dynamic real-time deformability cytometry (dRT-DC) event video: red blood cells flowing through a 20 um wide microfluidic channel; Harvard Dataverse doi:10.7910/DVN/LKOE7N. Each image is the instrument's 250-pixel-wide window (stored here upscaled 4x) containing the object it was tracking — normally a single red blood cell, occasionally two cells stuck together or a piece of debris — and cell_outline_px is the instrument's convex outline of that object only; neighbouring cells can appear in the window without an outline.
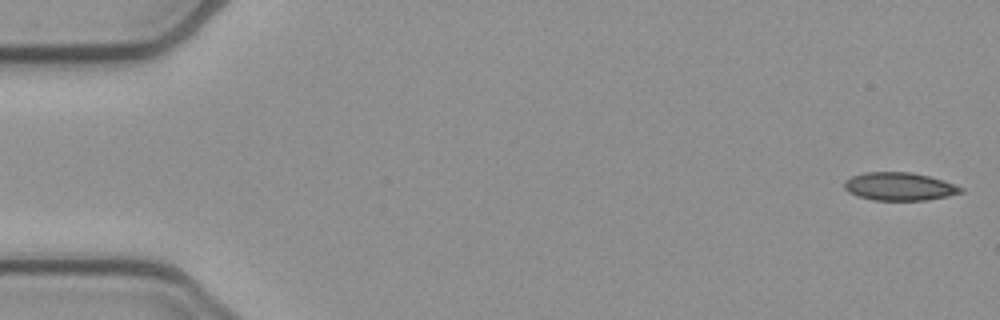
{"species": "common noctule bat (a hibernating species)", "species_latin": "Nyctalus noctula", "temperature_condition": "cold", "stored_images_in_passage": 52, "camera_frame_rate_fps": 3000, "um_per_image_px": 0.085, "animal": {"sex": "female", "body_mass_g": 21.9}, "frame": {"image": 1, "passage_image": 1, "time_ms": 0.0, "image_size_px": [1000, 320], "cell_outline_px": [[964, 192], [948, 196], [928, 200], [872, 200], [848, 192], [844, 188], [844, 180], [852, 176], [864, 172], [912, 172], [944, 180], [964, 188]], "centroid_in_image_um": [76.46, 15.85], "position_along_channel_um": 8.5, "area_um2": 19.13}}
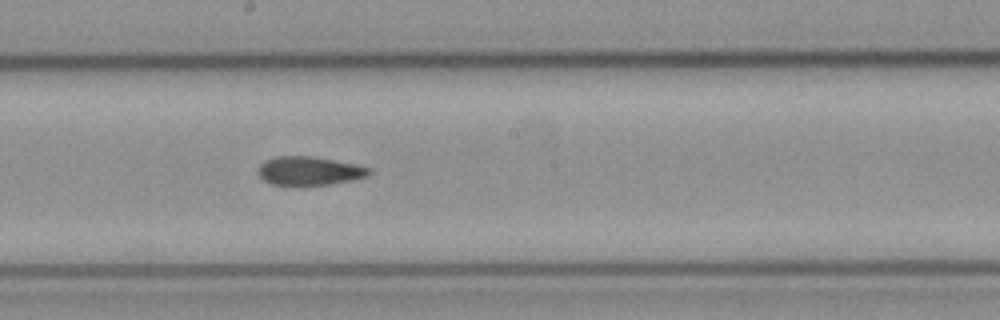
{"frame": {"image": 2, "passage_image": 28, "time_ms": 9.0, "image_size_px": [1000, 320], "cell_outline_px": [[372, 172], [368, 176], [352, 180], [332, 184], [292, 188], [272, 184], [264, 180], [256, 172], [256, 168], [264, 160], [276, 156], [312, 156], [356, 164], [372, 168]], "centroid_in_image_um": [26.25, 14.56], "position_along_channel_um": 221.9, "area_um2": 19.42}}
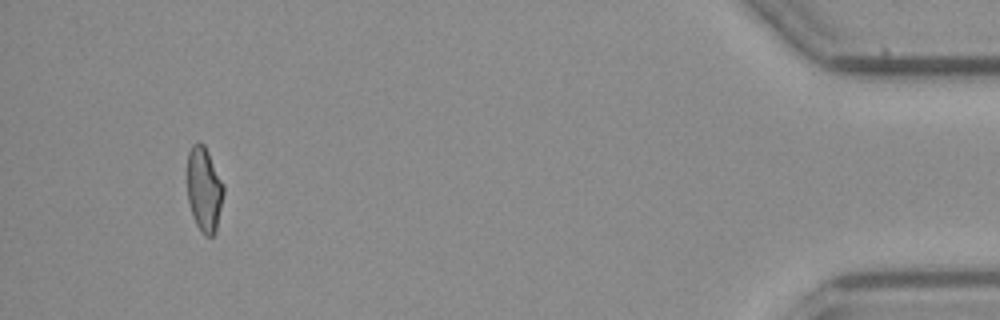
{"frame": {"image": 3, "passage_image": 49, "time_ms": 16.0, "image_size_px": [1000, 320], "cell_outline_px": [[224, 192], [216, 232], [212, 236], [204, 236], [200, 232], [192, 216], [188, 200], [188, 152], [192, 144], [200, 140], [204, 144], [224, 184]], "centroid_in_image_um": [17.36, 16.1], "position_along_channel_um": 417.8, "area_um2": 18.09}, "authors_computed_cell_mechanics": {"area_um2": 19.1607, "velocity_mm_per_s": 3.8895, "shape_relaxation_time_tau1_ms": null, "shape_relaxation_time_tau2_ms": 4.4989, "deformation_change_tau1": null, "deformation_change_tau2": 0.1053}}